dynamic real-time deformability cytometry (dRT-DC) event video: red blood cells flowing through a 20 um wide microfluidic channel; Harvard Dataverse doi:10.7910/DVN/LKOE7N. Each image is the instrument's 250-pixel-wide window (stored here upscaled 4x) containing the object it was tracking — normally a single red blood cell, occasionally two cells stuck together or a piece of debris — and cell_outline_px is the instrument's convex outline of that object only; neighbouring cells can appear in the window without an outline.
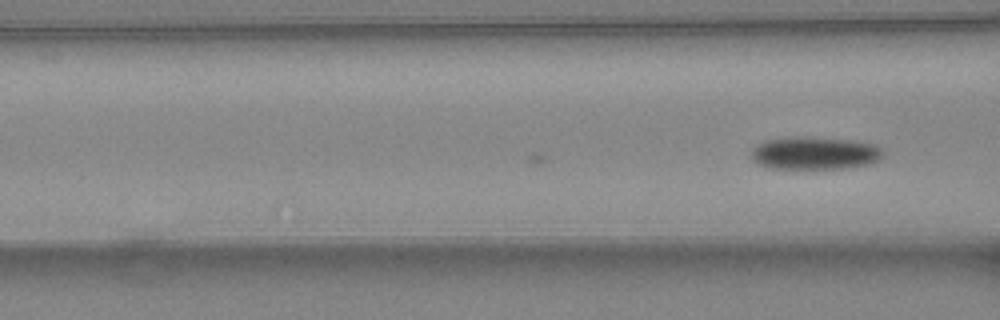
{"species": "common noctule bat (a hibernating species)", "species_latin": "Nyctalus noctula", "temperature_condition": "warm", "stored_images_in_passage": 3, "camera_frame_rate_fps": 3000, "um_per_image_px": 0.085, "animal": {"sex": "female", "body_mass_g": 24.6, "forearm_length_mm": 56.2}, "frame": {"image": 1, "passage_image": 3, "time_ms": 0.667, "image_size_px": [1000, 320], "cell_outline_px": [[884, 152], [880, 160], [872, 164], [844, 168], [768, 168], [752, 160], [752, 148], [764, 140], [852, 140], [876, 144]], "centroid_in_image_um": [69.33, 13.08], "position_along_channel_um": 97.3, "area_um2": 23.99}}